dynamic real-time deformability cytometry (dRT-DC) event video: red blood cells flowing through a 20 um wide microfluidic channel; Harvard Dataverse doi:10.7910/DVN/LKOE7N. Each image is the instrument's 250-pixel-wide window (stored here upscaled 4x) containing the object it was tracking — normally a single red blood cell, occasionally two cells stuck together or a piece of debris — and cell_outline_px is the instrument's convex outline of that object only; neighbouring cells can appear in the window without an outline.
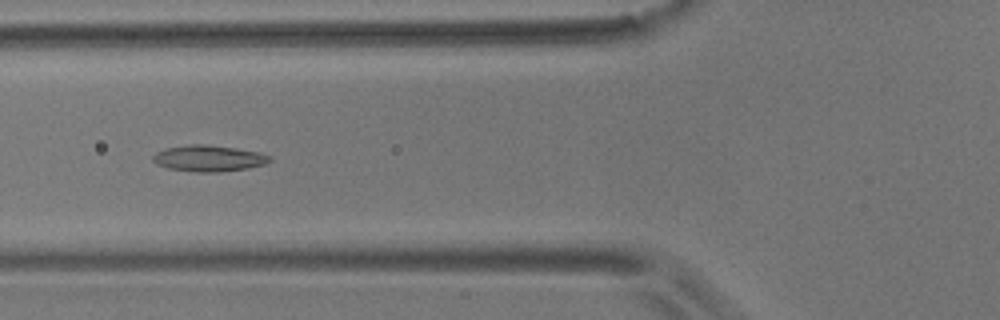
{"species": "common noctule bat (a hibernating species)", "species_latin": "Nyctalus noctula", "temperature_condition": "room temperature", "stored_images_in_passage": 44, "camera_frame_rate_fps": 3000, "um_per_image_px": 0.085, "animal": {"sex": "male", "body_mass_g": 17.9}, "frame": {"image": 1, "passage_image": 9, "time_ms": 2.667, "image_size_px": [1000, 320], "cell_outline_px": [[272, 160], [264, 164], [248, 168], [220, 172], [196, 172], [168, 168], [156, 164], [152, 160], [152, 156], [156, 152], [164, 148], [188, 144], [208, 144], [236, 148], [260, 152], [272, 156]], "centroid_in_image_um": [17.74, 13.45], "position_along_channel_um": 108.1, "area_um2": 18.09}}
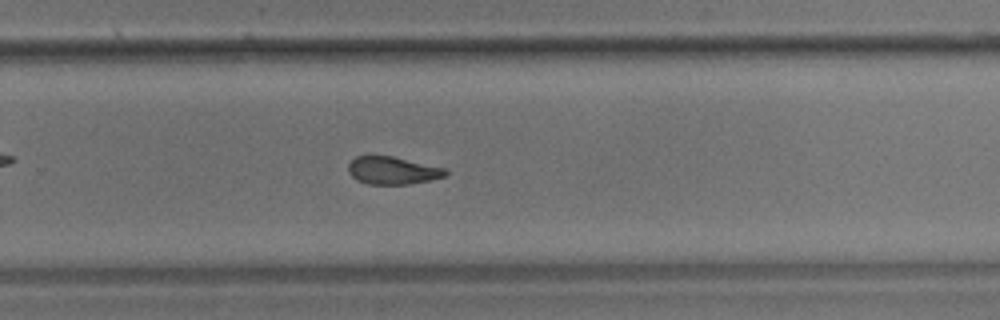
{"frame": {"image": 2, "passage_image": 25, "time_ms": 8.0, "image_size_px": [1000, 320], "cell_outline_px": [[448, 176], [432, 180], [408, 184], [368, 184], [356, 180], [348, 172], [348, 164], [356, 156], [392, 156], [448, 168]], "centroid_in_image_um": [33.43, 14.49], "position_along_channel_um": 296.4, "area_um2": 15.9}}
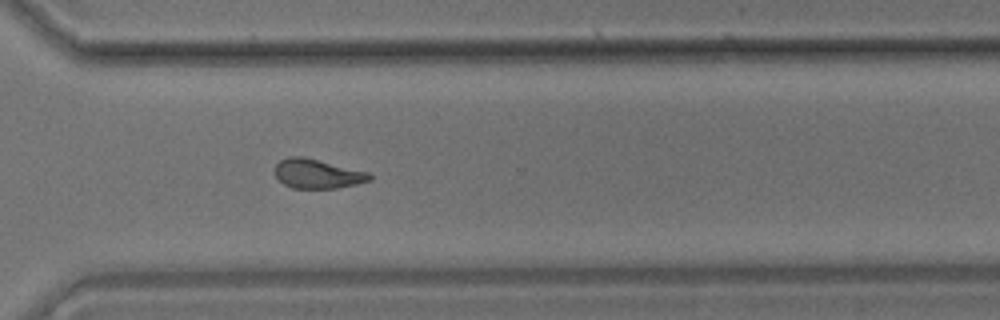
{"frame": {"image": 3, "passage_image": 29, "time_ms": 9.333, "image_size_px": [1000, 320], "cell_outline_px": [[372, 180], [356, 184], [336, 188], [292, 188], [284, 184], [272, 172], [276, 164], [280, 160], [288, 156], [304, 156], [368, 172], [372, 176]], "centroid_in_image_um": [26.94, 14.76], "position_along_channel_um": 343.7, "area_um2": 16.3}, "authors_computed_cell_mechanics": {"area_um2": 16.3863, "velocity_mm_per_s": 3.5403, "shape_relaxation_time_tau1_ms": 8.5376, "shape_relaxation_time_tau2_ms": 4.2716, "deformation_change_tau1": 0.1937, "deformation_change_tau2": 0.1027}}